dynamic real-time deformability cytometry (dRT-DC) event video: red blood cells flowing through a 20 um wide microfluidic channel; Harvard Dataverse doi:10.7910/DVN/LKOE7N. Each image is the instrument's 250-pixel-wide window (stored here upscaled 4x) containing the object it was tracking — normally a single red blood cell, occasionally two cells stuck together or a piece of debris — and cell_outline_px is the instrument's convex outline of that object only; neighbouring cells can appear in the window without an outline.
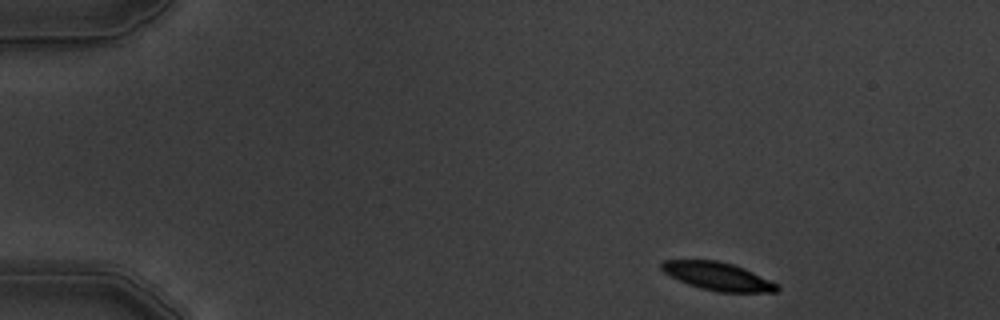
{"species": "common noctule bat (a hibernating species)", "species_latin": "Nyctalus noctula", "temperature_condition": "warm", "stored_images_in_passage": 7, "camera_frame_rate_fps": 3000, "um_per_image_px": 0.085, "animal": {"sex": "male", "body_mass_g": 19.5, "forearm_length_mm": 54.6}, "frame": {"image": 1, "passage_image": 1, "time_ms": 0.0, "image_size_px": [1000, 320], "cell_outline_px": [[780, 288], [776, 292], [720, 292], [700, 288], [688, 284], [664, 272], [660, 268], [660, 264], [664, 260], [716, 260], [732, 264], [744, 268], [780, 284]], "centroid_in_image_um": [61.05, 23.49], "position_along_channel_um": 23.9, "area_um2": 18.84}}
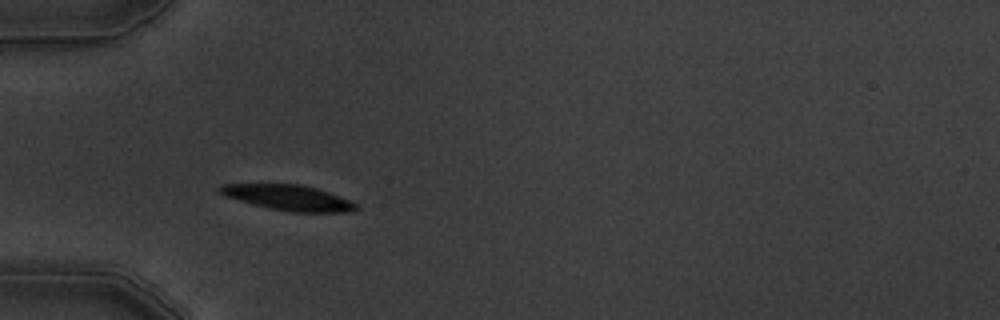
{"frame": {"image": 2, "passage_image": 4, "time_ms": 3.333, "image_size_px": [1000, 320], "cell_outline_px": [[360, 208], [352, 212], [288, 212], [268, 208], [224, 196], [216, 192], [216, 188], [220, 184], [300, 184], [316, 188], [328, 192], [348, 200], [356, 204]], "centroid_in_image_um": [24.46, 16.8], "position_along_channel_um": 60.5, "area_um2": 20.29}}